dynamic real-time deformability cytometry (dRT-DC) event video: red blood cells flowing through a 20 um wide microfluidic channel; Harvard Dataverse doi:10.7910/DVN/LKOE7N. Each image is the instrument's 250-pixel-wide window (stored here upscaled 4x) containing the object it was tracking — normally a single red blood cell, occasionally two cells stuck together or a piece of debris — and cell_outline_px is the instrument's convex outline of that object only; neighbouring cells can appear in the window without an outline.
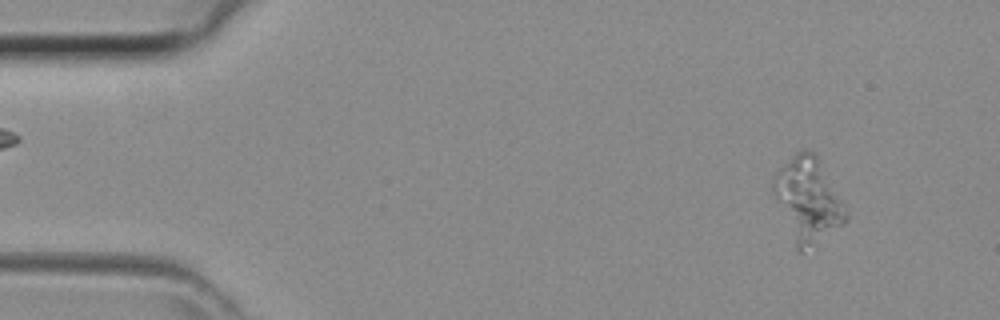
{"species": "common noctule bat (a hibernating species)", "species_latin": "Nyctalus noctula", "temperature_condition": "room temperature", "stored_images_in_passage": 44, "camera_frame_rate_fps": 3000, "um_per_image_px": 0.085, "animal": {"sex": "female", "body_mass_g": 29.2, "forearm_length_mm": 56.3}, "frame": {"image": 1, "passage_image": 4, "time_ms": 1.0, "image_size_px": [1000, 320], "cell_outline_px": [[848, 216], [844, 224], [800, 252], [796, 248], [772, 188], [772, 184], [776, 172], [800, 148], [808, 148], [816, 156], [848, 212]], "centroid_in_image_um": [68.66, 16.95], "position_along_channel_um": 16.3, "area_um2": 34.28}}
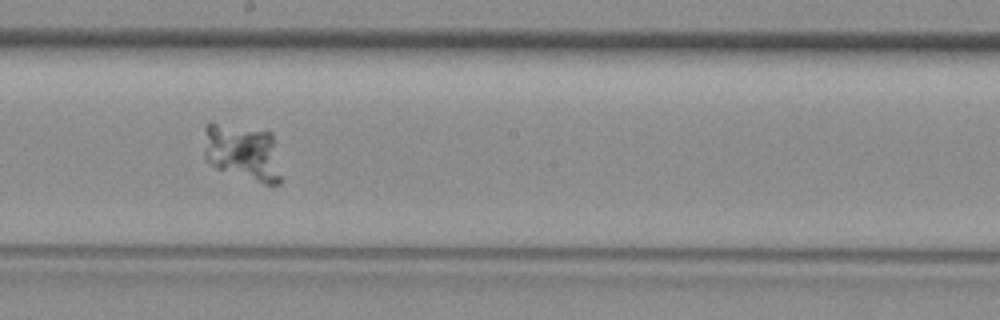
{"frame": {"image": 2, "passage_image": 24, "time_ms": 7.667, "image_size_px": [1000, 320], "cell_outline_px": [[280, 184], [264, 184], [216, 168], [204, 156], [204, 124], [216, 124], [272, 132], [280, 176]], "centroid_in_image_um": [20.61, 12.96], "position_along_channel_um": 227.6, "area_um2": 24.91}}
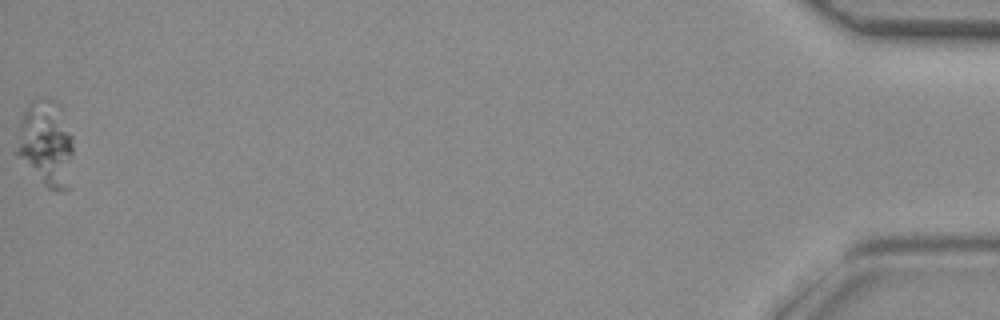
{"frame": {"image": 3, "passage_image": 44, "time_ms": 14.333, "image_size_px": [1000, 320], "cell_outline_px": [[72, 188], [68, 192], [60, 192], [48, 188], [12, 152], [20, 120], [28, 104], [32, 100], [40, 96], [44, 96], [52, 100], [72, 136]], "centroid_in_image_um": [3.87, 12.29], "position_along_channel_um": 431.3, "area_um2": 28.84}}